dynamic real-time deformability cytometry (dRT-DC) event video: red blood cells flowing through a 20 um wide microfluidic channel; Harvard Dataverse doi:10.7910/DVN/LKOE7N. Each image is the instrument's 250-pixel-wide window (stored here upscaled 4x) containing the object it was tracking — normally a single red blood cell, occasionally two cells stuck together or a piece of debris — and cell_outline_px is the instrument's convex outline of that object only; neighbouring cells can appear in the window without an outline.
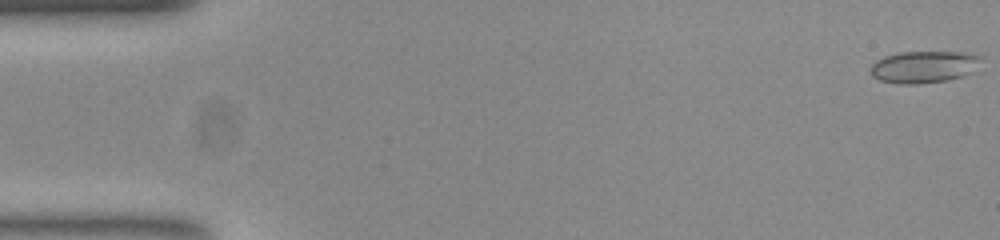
{"species": "common noctule bat (a hibernating species)", "species_latin": "Nyctalus noctula", "temperature_condition": "room temperature", "stored_images_in_passage": 53, "camera_frame_rate_fps": 3000, "um_per_image_px": 0.085, "animal": {"sex": "female", "body_mass_g": 23.0, "forearm_length_mm": 53.4}, "frame": {"image": 1, "passage_image": 1, "time_ms": 0.0, "image_size_px": [1000, 240], "cell_outline_px": [[984, 56], [976, 72], [964, 76], [948, 80], [920, 84], [896, 84], [880, 80], [872, 76], [872, 64], [876, 60], [884, 56], [896, 52], [964, 52]], "centroid_in_image_um": [78.6, 5.68], "position_along_channel_um": 6.4, "area_um2": 21.1}}
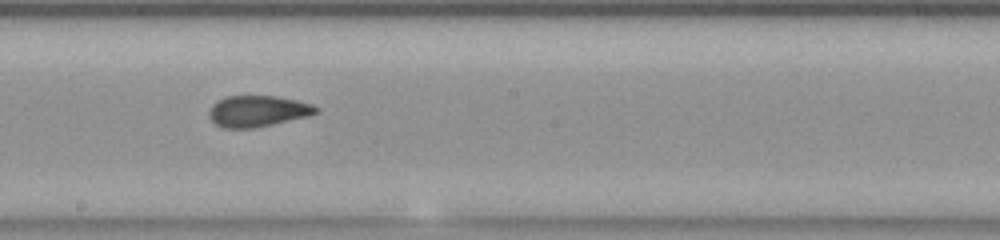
{"frame": {"image": 2, "passage_image": 29, "time_ms": 9.333, "image_size_px": [1000, 240], "cell_outline_px": [[320, 112], [308, 116], [272, 124], [252, 128], [224, 128], [216, 124], [208, 116], [208, 112], [212, 104], [216, 100], [228, 96], [276, 96], [296, 100], [312, 104], [320, 108]], "centroid_in_image_um": [21.9, 9.44], "position_along_channel_um": 226.3, "area_um2": 19.48}}
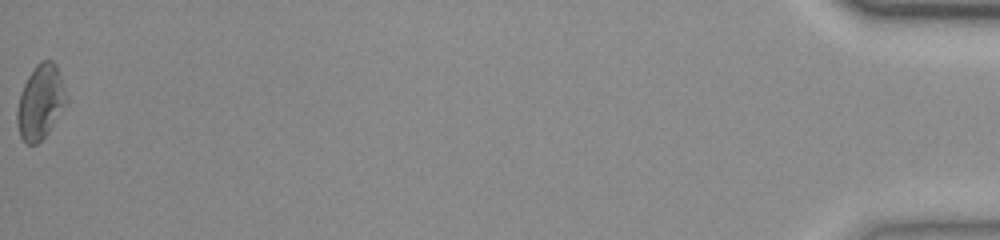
{"frame": {"image": 3, "passage_image": 53, "time_ms": 17.333, "image_size_px": [1000, 240], "cell_outline_px": [[68, 104], [48, 132], [36, 144], [28, 144], [20, 136], [16, 124], [16, 112], [20, 96], [24, 84], [28, 76], [36, 64], [40, 60], [52, 60], [56, 64], [68, 100]], "centroid_in_image_um": [3.44, 8.67], "position_along_channel_um": 431.8, "area_um2": 21.33}, "authors_computed_cell_mechanics": {"area_um2": 19.7098, "velocity_mm_per_s": 3.8933, "shape_relaxation_time_tau1_ms": null, "shape_relaxation_time_tau2_ms": 1.1214, "deformation_change_tau1": null, "deformation_change_tau2": 0.0751}}